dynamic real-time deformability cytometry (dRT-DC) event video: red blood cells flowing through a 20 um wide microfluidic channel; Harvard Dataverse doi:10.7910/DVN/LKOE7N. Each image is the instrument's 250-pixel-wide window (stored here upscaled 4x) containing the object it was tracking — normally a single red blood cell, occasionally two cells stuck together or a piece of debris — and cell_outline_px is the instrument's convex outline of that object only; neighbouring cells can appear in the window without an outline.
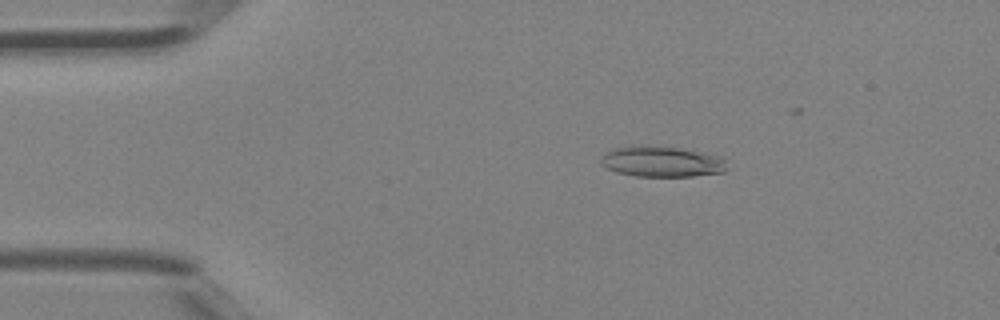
{"species": "Egyptian fruit bat (a non-hibernating species)", "species_latin": "Rousettus aegyptiacus", "temperature_condition": "room temperature", "stored_images_in_passage": 40, "camera_frame_rate_fps": 3000, "um_per_image_px": 0.085, "animal": {"sex": "female"}, "frame": {"image": 1, "passage_image": 3, "time_ms": 0.667, "image_size_px": [1000, 320], "cell_outline_px": [[724, 172], [692, 176], [636, 176], [616, 172], [608, 168], [600, 160], [612, 148], [680, 148], [720, 156], [724, 160]], "centroid_in_image_um": [56.3, 13.78], "position_along_channel_um": 28.7, "area_um2": 21.33}}
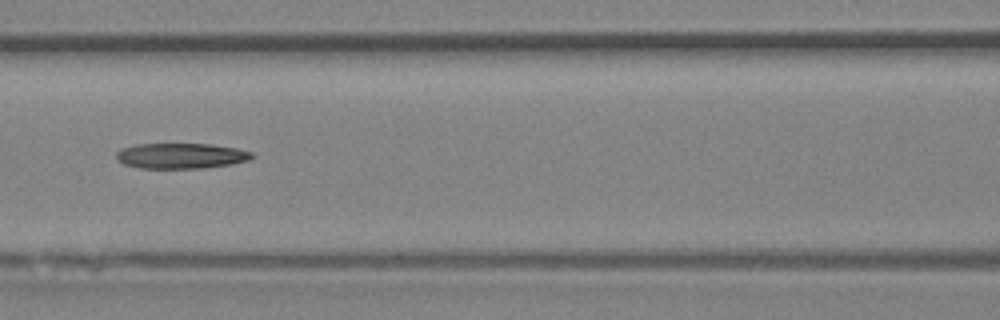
{"frame": {"image": 2, "passage_image": 15, "time_ms": 4.667, "image_size_px": [1000, 320], "cell_outline_px": [[256, 156], [248, 160], [232, 164], [204, 168], [140, 168], [124, 164], [116, 160], [116, 152], [124, 148], [136, 144], [212, 144], [236, 148], [252, 152]], "centroid_in_image_um": [15.4, 13.25], "position_along_channel_um": 151.2, "area_um2": 20.17}}
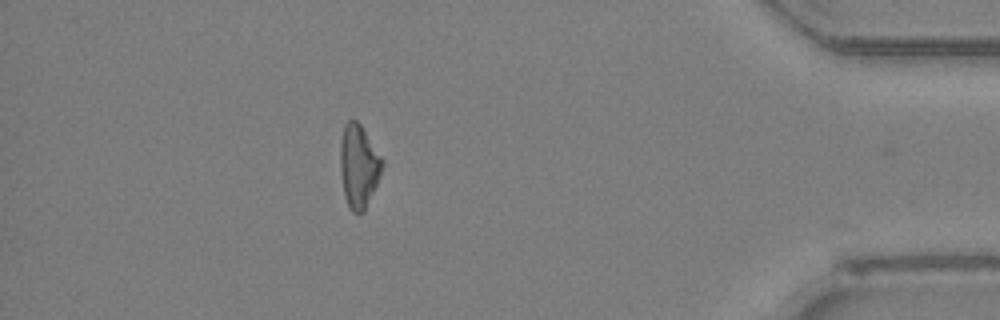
{"frame": {"image": 3, "passage_image": 35, "time_ms": 11.333, "image_size_px": [1000, 320], "cell_outline_px": [[384, 164], [376, 184], [364, 212], [352, 212], [348, 208], [344, 196], [340, 172], [340, 144], [344, 124], [348, 120], [356, 120], [360, 124], [384, 160]], "centroid_in_image_um": [30.47, 14.12], "position_along_channel_um": 404.7, "area_um2": 20.35}}